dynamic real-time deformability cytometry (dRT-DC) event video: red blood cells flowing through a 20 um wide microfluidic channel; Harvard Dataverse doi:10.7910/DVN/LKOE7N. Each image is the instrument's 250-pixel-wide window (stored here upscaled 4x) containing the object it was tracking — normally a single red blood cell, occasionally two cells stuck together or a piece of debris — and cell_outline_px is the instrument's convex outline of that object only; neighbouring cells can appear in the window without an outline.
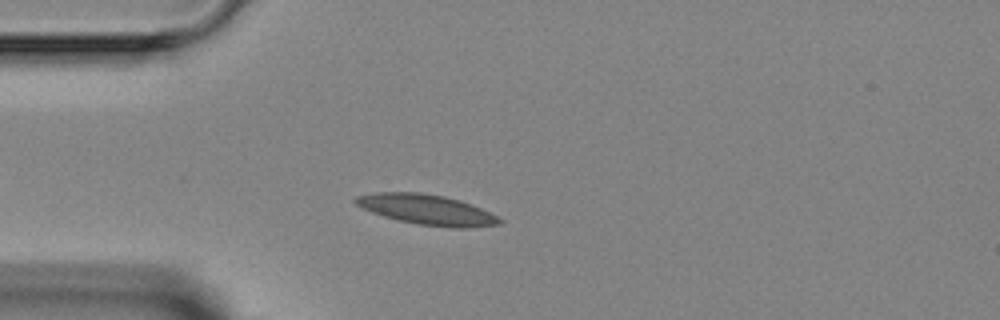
{"species": "Egyptian fruit bat (a non-hibernating species)", "species_latin": "Rousettus aegyptiacus", "temperature_condition": "room temperature", "stored_images_in_passage": 3, "camera_frame_rate_fps": 3000, "um_per_image_px": 0.085, "animal": {"sex": "female"}, "frame": {"image": 1, "passage_image": 3, "time_ms": 3.0, "image_size_px": [1000, 320], "cell_outline_px": [[504, 220], [500, 224], [472, 228], [452, 228], [420, 224], [400, 220], [384, 216], [372, 212], [356, 204], [352, 200], [356, 196], [376, 192], [420, 192], [444, 196], [460, 200], [472, 204]], "centroid_in_image_um": [36.3, 17.81], "position_along_channel_um": 48.7, "area_um2": 25.2}}